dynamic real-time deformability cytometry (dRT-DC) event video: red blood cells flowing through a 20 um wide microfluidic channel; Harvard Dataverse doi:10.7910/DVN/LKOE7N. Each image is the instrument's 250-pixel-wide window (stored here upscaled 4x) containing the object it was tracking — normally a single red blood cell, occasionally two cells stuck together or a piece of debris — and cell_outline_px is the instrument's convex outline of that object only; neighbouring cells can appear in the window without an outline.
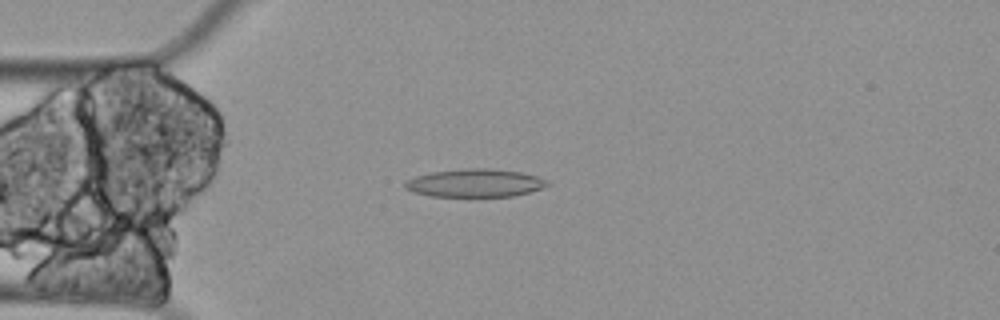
{"species": "Egyptian fruit bat (a non-hibernating species)", "species_latin": "Rousettus aegyptiacus", "temperature_condition": "cold", "stored_images_in_passage": 44, "camera_frame_rate_fps": 3000, "um_per_image_px": 0.085, "animal": {"sex": "female"}, "frame": {"image": 1, "passage_image": 3, "time_ms": 0.667, "image_size_px": [1000, 320], "cell_outline_px": [[552, 184], [528, 192], [512, 196], [432, 196], [412, 192], [404, 188], [404, 180], [416, 176], [432, 172], [464, 168], [488, 168], [520, 172], [536, 176], [548, 180]], "centroid_in_image_um": [40.34, 15.55], "position_along_channel_um": 44.7, "area_um2": 23.24}}
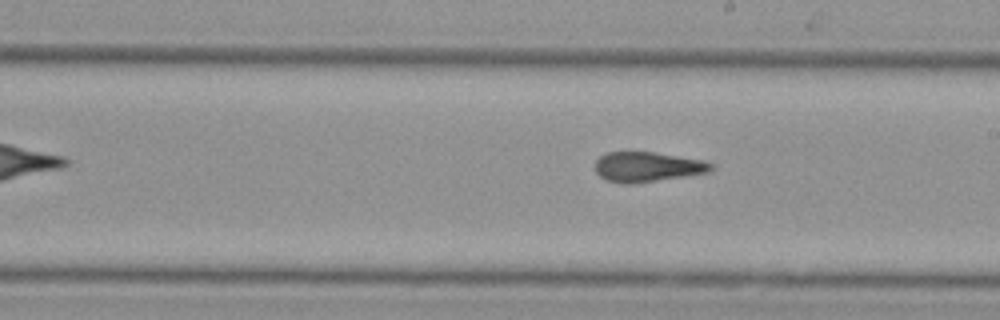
{"frame": {"image": 2, "passage_image": 21, "time_ms": 6.667, "image_size_px": [1000, 320], "cell_outline_px": [[716, 168], [708, 172], [632, 184], [624, 184], [608, 180], [600, 176], [596, 172], [596, 160], [600, 156], [608, 152], [652, 152], [704, 160], [712, 164]], "centroid_in_image_um": [55.03, 14.18], "position_along_channel_um": 234.0, "area_um2": 20.0}}
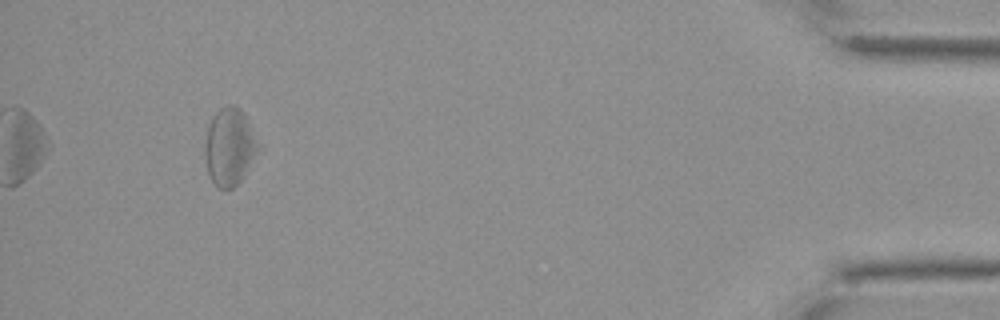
{"frame": {"image": 3, "passage_image": 44, "time_ms": 14.333, "image_size_px": [1000, 320], "cell_outline_px": [[256, 152], [244, 176], [232, 188], [216, 188], [208, 176], [204, 152], [204, 148], [208, 128], [212, 116], [220, 108], [228, 104], [232, 104], [240, 108], [248, 120], [256, 144]], "centroid_in_image_um": [19.44, 12.48], "position_along_channel_um": 415.8, "area_um2": 23.52}, "authors_computed_cell_mechanics": {"area_um2": 21.8195, "velocity_mm_per_s": 3.2496, "shape_relaxation_time_tau1_ms": null, "shape_relaxation_time_tau2_ms": 2.9322, "deformation_change_tau1": null, "deformation_change_tau2": 0.1162}}